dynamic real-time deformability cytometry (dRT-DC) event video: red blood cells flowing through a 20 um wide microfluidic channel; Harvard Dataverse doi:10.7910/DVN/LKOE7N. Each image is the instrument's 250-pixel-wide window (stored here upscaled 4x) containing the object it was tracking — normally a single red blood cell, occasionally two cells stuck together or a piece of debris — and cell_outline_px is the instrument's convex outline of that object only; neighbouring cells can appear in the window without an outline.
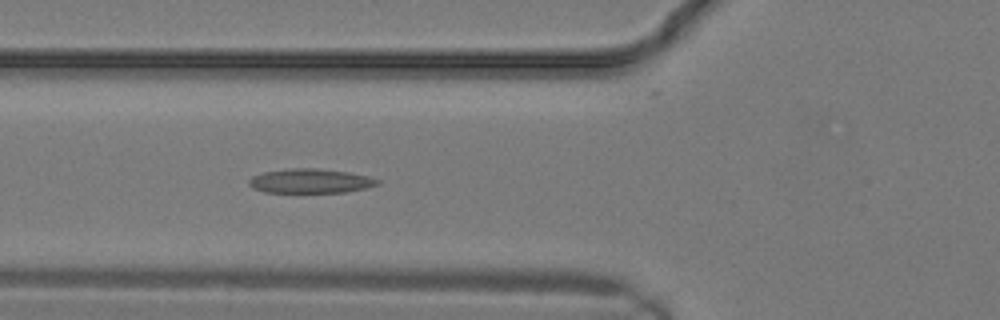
{"species": "common noctule bat (a hibernating species)", "species_latin": "Nyctalus noctula", "temperature_condition": "warm", "stored_images_in_passage": 10, "camera_frame_rate_fps": 3000, "um_per_image_px": 0.085, "animal": {"sex": "male", "body_mass_g": 19.2, "forearm_length_mm": 51.8}, "frame": {"image": 1, "passage_image": 10, "time_ms": 3.0, "image_size_px": [1000, 320], "cell_outline_px": [[380, 184], [364, 188], [344, 192], [264, 192], [252, 188], [248, 184], [248, 180], [252, 176], [264, 172], [292, 168], [316, 168], [348, 172], [368, 176], [380, 180]], "centroid_in_image_um": [26.36, 15.38], "position_along_channel_um": 99.4, "area_um2": 18.15}}